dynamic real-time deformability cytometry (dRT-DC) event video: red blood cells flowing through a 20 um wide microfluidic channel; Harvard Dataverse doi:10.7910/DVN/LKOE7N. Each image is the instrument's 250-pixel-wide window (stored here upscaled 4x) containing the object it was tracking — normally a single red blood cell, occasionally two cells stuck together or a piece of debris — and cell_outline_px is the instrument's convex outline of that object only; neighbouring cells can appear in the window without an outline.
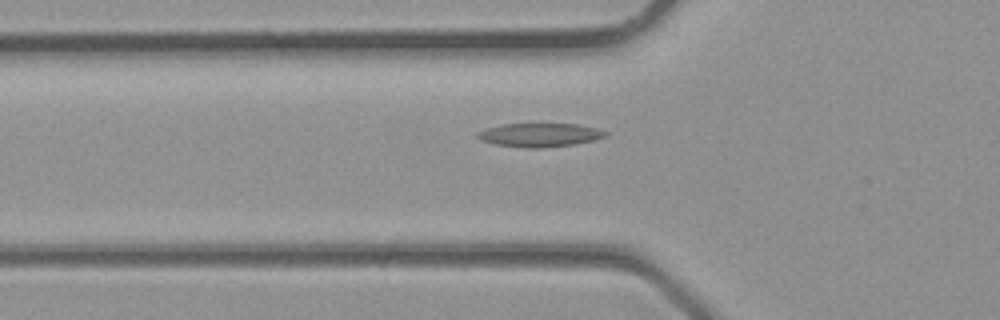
{"species": "common noctule bat (a hibernating species)", "species_latin": "Nyctalus noctula", "temperature_condition": "room temperature", "stored_images_in_passage": 26, "camera_frame_rate_fps": 3000, "um_per_image_px": 0.085, "animal": {"sex": "male", "body_mass_g": 23.1, "forearm_length_mm": 52.7}, "frame": {"image": 1, "passage_image": 3, "time_ms": 0.667, "image_size_px": [1000, 320], "cell_outline_px": [[608, 136], [576, 144], [540, 148], [524, 148], [496, 144], [480, 140], [476, 136], [476, 132], [500, 124], [576, 124], [596, 128], [608, 132]], "centroid_in_image_um": [45.87, 11.47], "position_along_channel_um": 79.9, "area_um2": 17.63}}
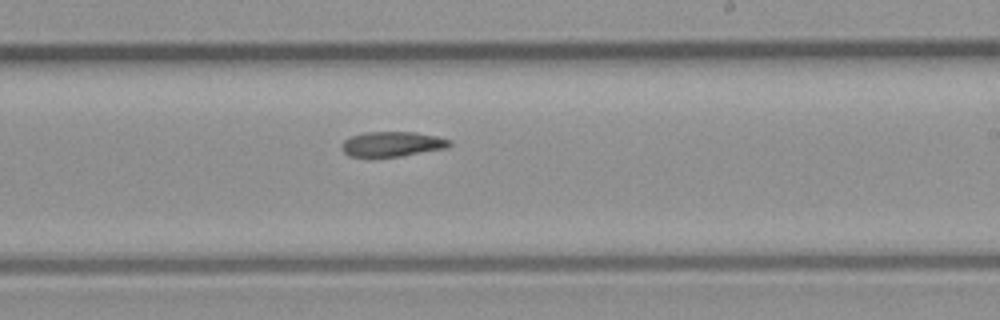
{"frame": {"image": 2, "passage_image": 12, "time_ms": 3.667, "image_size_px": [1000, 320], "cell_outline_px": [[452, 144], [448, 148], [400, 156], [372, 160], [368, 160], [348, 156], [340, 148], [340, 144], [348, 136], [364, 132], [416, 132], [436, 136], [452, 140]], "centroid_in_image_um": [33.24, 12.29], "position_along_channel_um": 255.8, "area_um2": 16.65}}
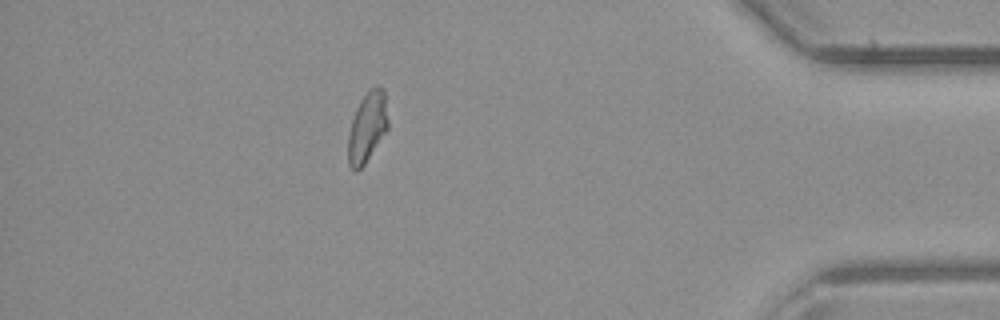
{"frame": {"image": 3, "passage_image": 22, "time_ms": 7.0, "image_size_px": [1000, 320], "cell_outline_px": [[388, 128], [364, 164], [356, 172], [348, 164], [348, 136], [352, 120], [356, 108], [360, 100], [368, 88], [376, 84], [380, 84], [384, 92], [388, 120]], "centroid_in_image_um": [31.21, 10.75], "position_along_channel_um": 404.0, "area_um2": 16.3}}